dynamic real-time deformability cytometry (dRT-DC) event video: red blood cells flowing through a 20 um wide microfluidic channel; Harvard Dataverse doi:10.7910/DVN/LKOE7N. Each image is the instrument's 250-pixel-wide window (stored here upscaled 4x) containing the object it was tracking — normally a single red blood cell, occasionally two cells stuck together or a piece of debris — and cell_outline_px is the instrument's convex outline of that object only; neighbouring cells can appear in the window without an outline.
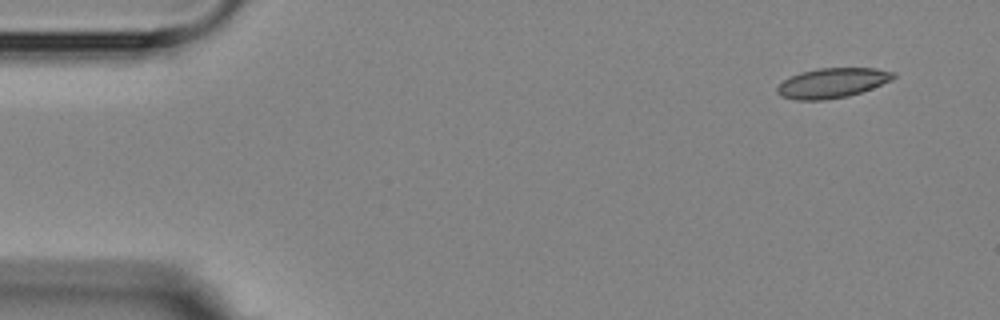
{"species": "Egyptian fruit bat (a non-hibernating species)", "species_latin": "Rousettus aegyptiacus", "temperature_condition": "room temperature", "stored_images_in_passage": 6, "camera_frame_rate_fps": 3000, "um_per_image_px": 0.085, "animal": {"sex": "female"}, "frame": {"image": 1, "passage_image": 1, "time_ms": 0.0, "image_size_px": [1000, 320], "cell_outline_px": [[896, 76], [892, 80], [872, 88], [848, 96], [824, 100], [796, 100], [780, 96], [776, 92], [776, 88], [784, 80], [800, 72], [816, 68], [876, 68], [896, 72]], "centroid_in_image_um": [70.75, 7.05], "position_along_channel_um": 14.3, "area_um2": 20.29}}
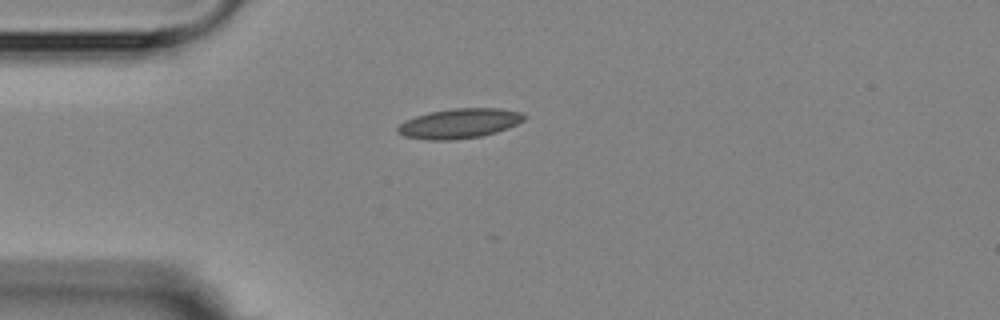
{"frame": {"image": 2, "passage_image": 4, "time_ms": 3.333, "image_size_px": [1000, 320], "cell_outline_px": [[528, 116], [524, 120], [508, 128], [496, 132], [480, 136], [448, 140], [428, 140], [404, 136], [396, 132], [396, 128], [404, 120], [428, 112], [452, 108], [500, 108], [520, 112]], "centroid_in_image_um": [39.03, 10.48], "position_along_channel_um": 46.0, "area_um2": 22.02}}
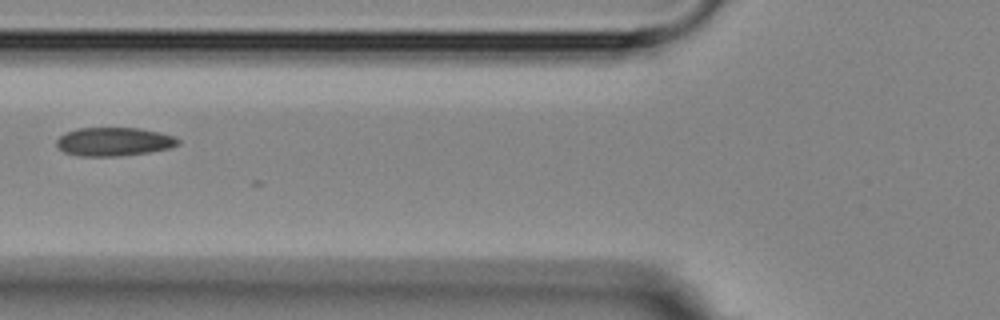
{"frame": {"image": 3, "passage_image": 6, "time_ms": 5.667, "image_size_px": [1000, 320], "cell_outline_px": [[180, 144], [168, 148], [148, 152], [120, 156], [80, 156], [64, 152], [56, 148], [56, 140], [64, 132], [76, 128], [140, 128], [160, 132], [176, 136], [180, 140]], "centroid_in_image_um": [9.66, 12.03], "position_along_channel_um": 116.1, "area_um2": 20.46}}